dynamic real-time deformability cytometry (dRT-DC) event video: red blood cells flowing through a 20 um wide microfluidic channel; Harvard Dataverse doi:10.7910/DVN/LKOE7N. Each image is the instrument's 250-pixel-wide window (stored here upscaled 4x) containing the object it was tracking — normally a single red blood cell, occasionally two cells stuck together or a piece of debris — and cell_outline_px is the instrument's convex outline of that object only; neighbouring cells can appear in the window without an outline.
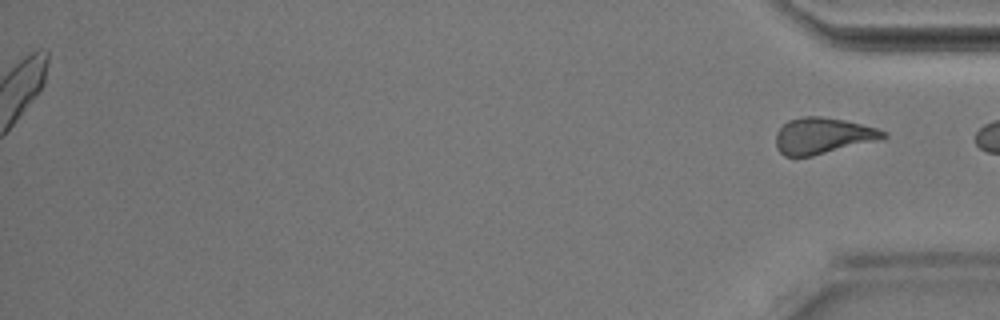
{"species": "Egyptian fruit bat (a non-hibernating species)", "species_latin": "Rousettus aegyptiacus", "temperature_condition": "room temperature", "stored_images_in_passage": 36, "segment_of_instrument_passage": [2, 2], "camera_frame_rate_fps": 3000, "um_per_image_px": 0.085, "animal": {"sex": "male"}, "frame": {"image": 1, "passage_image": 36, "time_ms": 11.667, "image_size_px": [1000, 320], "cell_outline_px": [[888, 136], [884, 140], [812, 156], [784, 156], [776, 148], [776, 132], [788, 120], [800, 116], [820, 116], [844, 120], [876, 128], [884, 132]], "centroid_in_image_um": [69.95, 11.55], "position_along_channel_um": 365.2, "area_um2": 22.89}}